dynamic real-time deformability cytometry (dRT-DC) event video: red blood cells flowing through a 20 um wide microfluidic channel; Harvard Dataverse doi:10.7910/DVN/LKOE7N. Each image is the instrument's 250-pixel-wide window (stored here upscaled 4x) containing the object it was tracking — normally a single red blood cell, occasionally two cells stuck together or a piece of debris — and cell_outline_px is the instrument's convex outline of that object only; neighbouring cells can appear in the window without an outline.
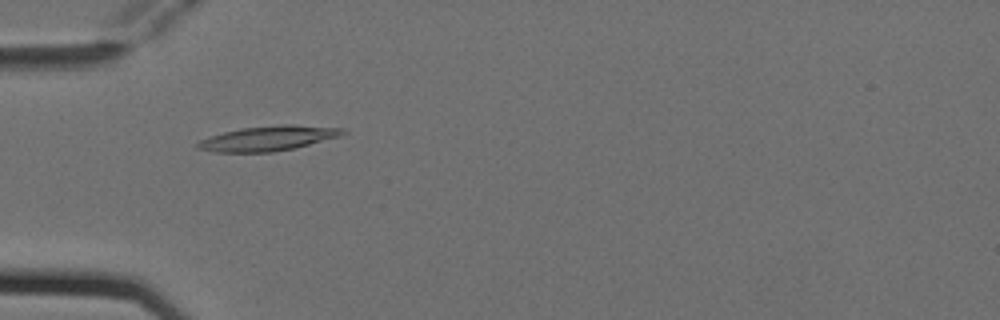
{"species": "Egyptian fruit bat (a non-hibernating species)", "species_latin": "Rousettus aegyptiacus", "temperature_condition": "cold", "stored_images_in_passage": 6, "camera_frame_rate_fps": 3000, "um_per_image_px": 0.085, "animal": {"sex": "female"}, "frame": {"image": 1, "passage_image": 2, "time_ms": 0.333, "image_size_px": [1000, 320], "cell_outline_px": [[348, 132], [340, 136], [292, 148], [272, 152], [216, 152], [196, 148], [196, 144], [200, 140], [224, 132], [240, 128], [280, 124], [292, 124], [344, 128]], "centroid_in_image_um": [22.81, 11.74], "position_along_channel_um": 62.2, "area_um2": 20.87}}
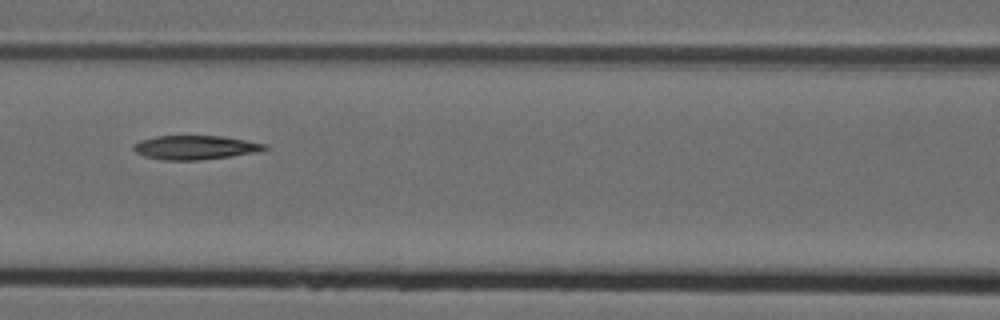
{"frame": {"image": 2, "passage_image": 4, "time_ms": 1.0, "image_size_px": [1000, 320], "cell_outline_px": [[268, 148], [260, 152], [196, 160], [164, 160], [144, 156], [136, 152], [132, 148], [140, 140], [156, 136], [224, 136], [268, 144]], "centroid_in_image_um": [16.63, 12.53], "position_along_channel_um": 150.0, "area_um2": 18.26}}
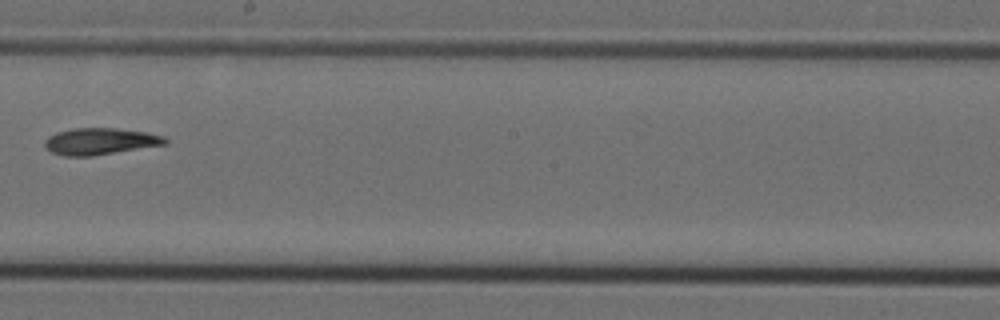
{"frame": {"image": 3, "passage_image": 6, "time_ms": 1.667, "image_size_px": [1000, 320], "cell_outline_px": [[168, 144], [92, 156], [64, 156], [52, 152], [44, 144], [44, 140], [48, 136], [56, 132], [72, 128], [116, 128], [144, 132], [164, 136], [168, 140]], "centroid_in_image_um": [8.51, 12.01], "position_along_channel_um": 239.7, "area_um2": 18.73}}